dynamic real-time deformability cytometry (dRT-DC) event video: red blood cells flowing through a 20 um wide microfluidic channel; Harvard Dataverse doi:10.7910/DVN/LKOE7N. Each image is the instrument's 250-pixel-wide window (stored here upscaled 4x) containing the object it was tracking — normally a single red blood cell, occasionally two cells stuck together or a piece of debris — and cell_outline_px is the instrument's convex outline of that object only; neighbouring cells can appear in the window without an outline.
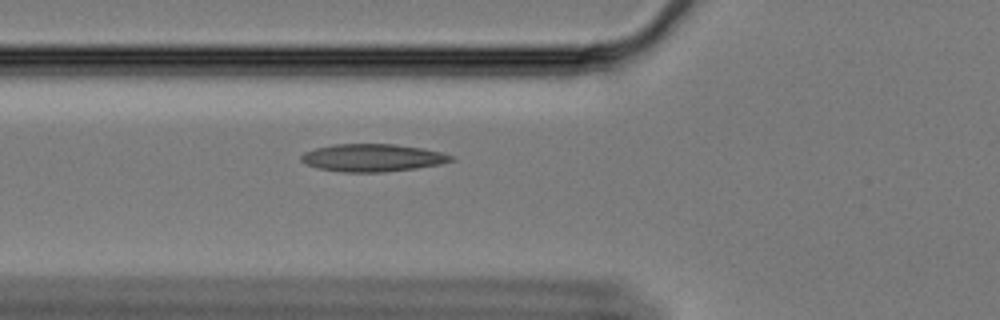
{"species": "Egyptian fruit bat (a non-hibernating species)", "species_latin": "Rousettus aegyptiacus", "temperature_condition": "cold", "stored_images_in_passage": 60, "camera_frame_rate_fps": 3000, "um_per_image_px": 0.085, "animal": {"sex": "female"}, "frame": {"image": 1, "passage_image": 22, "time_ms": 7.0, "image_size_px": [1000, 320], "cell_outline_px": [[456, 160], [440, 164], [416, 168], [380, 172], [344, 172], [316, 168], [300, 160], [300, 156], [304, 152], [316, 148], [332, 144], [396, 144], [424, 148], [440, 152], [452, 156]], "centroid_in_image_um": [31.66, 13.4], "position_along_channel_um": 94.1, "area_um2": 24.1}}
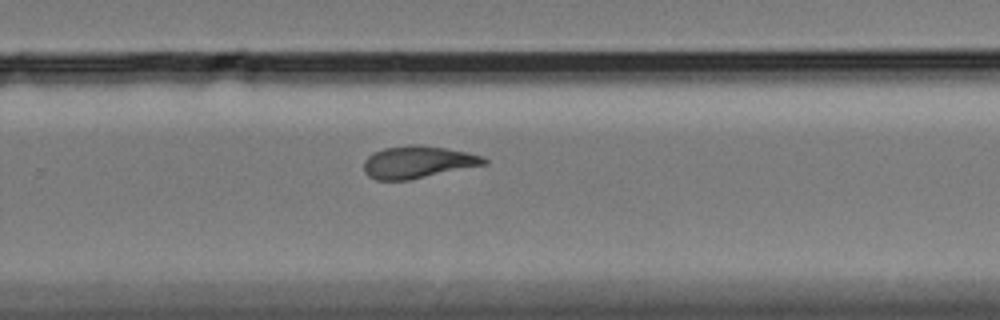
{"frame": {"image": 2, "passage_image": 40, "time_ms": 13.0, "image_size_px": [1000, 320], "cell_outline_px": [[488, 164], [408, 180], [376, 180], [368, 176], [364, 172], [364, 160], [372, 152], [384, 148], [412, 144], [416, 144], [444, 148], [468, 152], [484, 156], [488, 160]], "centroid_in_image_um": [35.51, 13.77], "position_along_channel_um": 294.3, "area_um2": 22.72}}
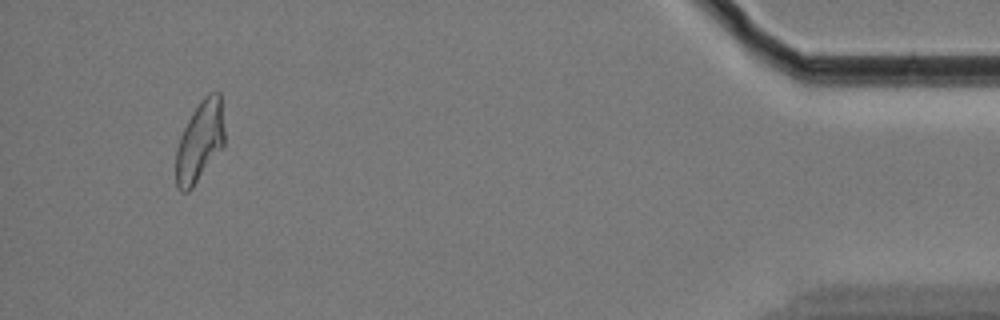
{"frame": {"image": 3, "passage_image": 57, "time_ms": 18.667, "image_size_px": [1000, 320], "cell_outline_px": [[224, 144], [192, 188], [188, 192], [180, 192], [176, 188], [176, 148], [180, 136], [192, 112], [200, 100], [208, 92], [220, 92], [224, 128]], "centroid_in_image_um": [16.97, 12.01], "position_along_channel_um": 418.2, "area_um2": 22.77}, "authors_computed_cell_mechanics": {"area_um2": 22.9466, "velocity_mm_per_s": 3.3273, "shape_relaxation_time_tau1_ms": null, "shape_relaxation_time_tau2_ms": 2.4268, "deformation_change_tau1": null, "deformation_change_tau2": 0.0849}}